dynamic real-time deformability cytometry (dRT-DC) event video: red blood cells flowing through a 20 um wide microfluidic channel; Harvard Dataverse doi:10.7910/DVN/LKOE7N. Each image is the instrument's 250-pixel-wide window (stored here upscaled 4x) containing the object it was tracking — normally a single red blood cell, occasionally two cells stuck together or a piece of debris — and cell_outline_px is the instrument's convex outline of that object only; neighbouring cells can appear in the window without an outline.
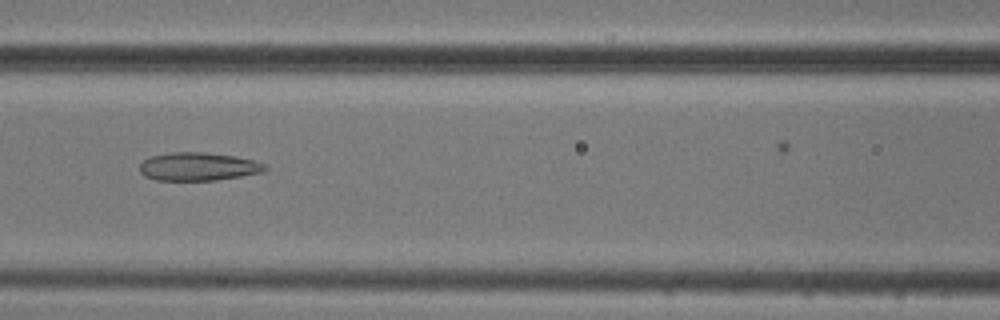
{"species": "common noctule bat (a hibernating species)", "species_latin": "Nyctalus noctula", "temperature_condition": "cold", "stored_images_in_passage": 7, "camera_frame_rate_fps": 3000, "um_per_image_px": 0.085, "animal": {"sex": "male", "body_mass_g": 20.5, "forearm_length_mm": 52.5}, "frame": {"image": 1, "passage_image": 5, "time_ms": 4.667, "image_size_px": [1000, 320], "cell_outline_px": [[268, 168], [264, 172], [216, 180], [156, 180], [144, 176], [140, 172], [140, 164], [148, 156], [172, 152], [204, 152], [236, 156], [256, 160], [264, 164]], "centroid_in_image_um": [16.85, 14.15], "position_along_channel_um": 149.7, "area_um2": 20.75}}
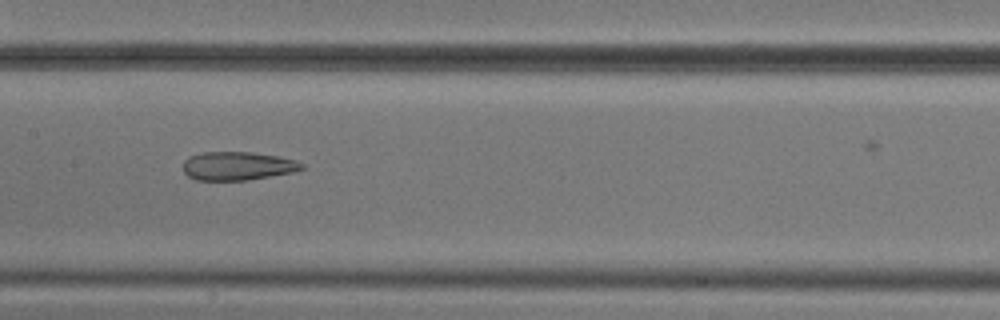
{"frame": {"image": 2, "passage_image": 6, "time_ms": 5.667, "image_size_px": [1000, 320], "cell_outline_px": [[304, 168], [292, 172], [248, 180], [196, 180], [188, 176], [184, 172], [184, 160], [192, 156], [204, 152], [252, 152], [276, 156], [296, 160], [304, 164]], "centroid_in_image_um": [20.2, 14.11], "position_along_channel_um": 187.2, "area_um2": 19.54}}
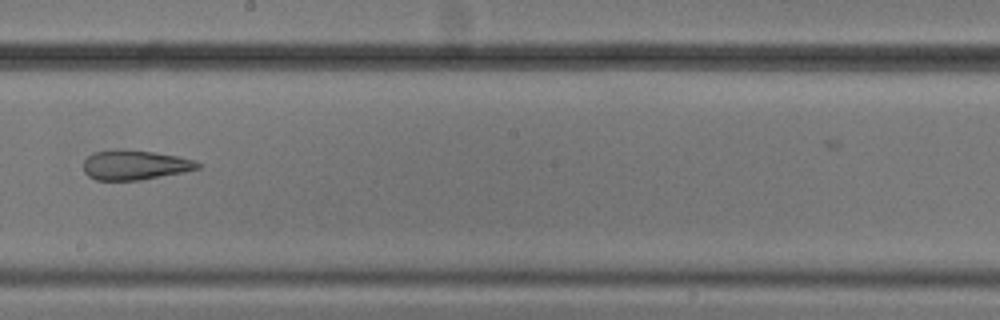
{"frame": {"image": 3, "passage_image": 7, "time_ms": 7.0, "image_size_px": [1000, 320], "cell_outline_px": [[200, 168], [184, 172], [140, 180], [96, 180], [88, 176], [84, 172], [84, 160], [92, 152], [120, 148], [156, 152], [196, 160], [200, 164]], "centroid_in_image_um": [11.45, 14.01], "position_along_channel_um": 236.7, "area_um2": 20.0}}